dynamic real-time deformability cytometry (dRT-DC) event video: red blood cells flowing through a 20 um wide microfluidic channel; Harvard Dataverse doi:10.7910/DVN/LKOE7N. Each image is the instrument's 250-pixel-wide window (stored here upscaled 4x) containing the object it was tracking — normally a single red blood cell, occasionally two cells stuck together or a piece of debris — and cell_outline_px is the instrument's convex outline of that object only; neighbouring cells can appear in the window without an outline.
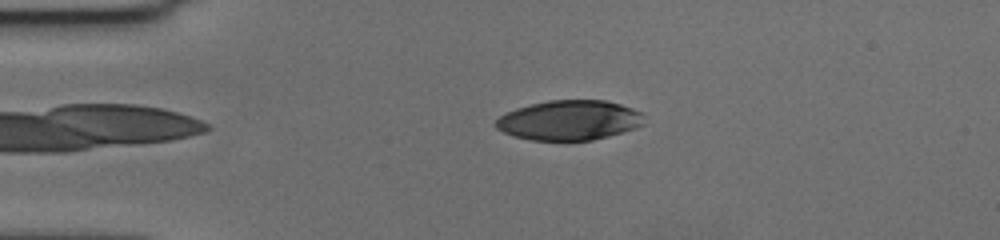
{"species": "human", "species_latin": "Homo sapiens", "temperature_condition": "cold", "stored_images_in_passage": 53, "camera_frame_rate_fps": 3000, "um_per_image_px": 0.085, "donor": {"sex": "female"}, "frame": {"image": 1, "passage_image": 9, "time_ms": 2.667, "image_size_px": [1000, 240], "cell_outline_px": [[644, 124], [636, 128], [608, 136], [592, 140], [532, 140], [516, 136], [504, 132], [496, 128], [496, 120], [500, 116], [516, 108], [548, 100], [608, 100], [632, 108], [640, 112]], "centroid_in_image_um": [48.41, 10.21], "position_along_channel_um": 36.6, "area_um2": 34.16}}
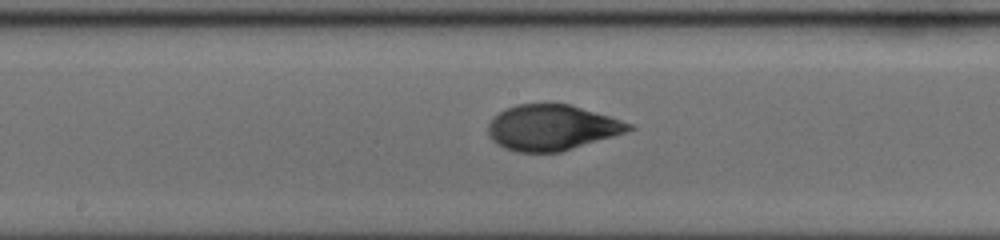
{"frame": {"image": 2, "passage_image": 26, "time_ms": 8.333, "image_size_px": [1000, 240], "cell_outline_px": [[636, 128], [612, 136], [560, 152], [516, 152], [504, 148], [496, 144], [488, 136], [488, 124], [504, 108], [516, 104], [572, 104], [632, 124]], "centroid_in_image_um": [46.86, 10.84], "position_along_channel_um": 201.3, "area_um2": 37.11}}
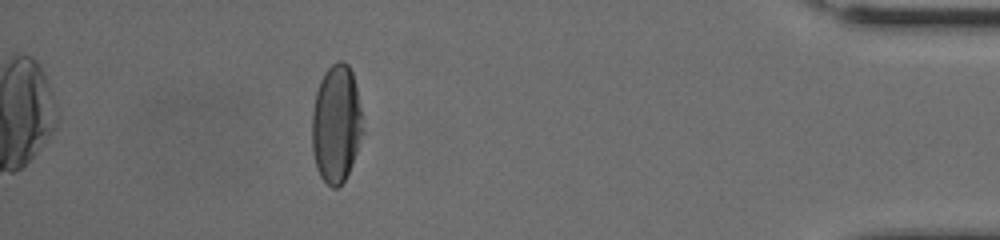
{"frame": {"image": 3, "passage_image": 47, "time_ms": 15.333, "image_size_px": [1000, 240], "cell_outline_px": [[364, 132], [348, 172], [344, 180], [336, 188], [332, 188], [320, 176], [316, 168], [312, 152], [312, 112], [316, 92], [320, 80], [324, 72], [332, 64], [340, 60], [344, 60], [348, 64], [352, 72], [356, 88], [360, 108]], "centroid_in_image_um": [28.56, 10.52], "position_along_channel_um": 406.6, "area_um2": 34.85}, "authors_computed_cell_mechanics": {"area_um2": 37.1076, "velocity_mm_per_s": 3.6428, "shape_relaxation_time_tau1_ms": 4.3809, "shape_relaxation_time_tau2_ms": 1.0443, "deformation_change_tau1": 0.1914, "deformation_change_tau2": 0.0531}}